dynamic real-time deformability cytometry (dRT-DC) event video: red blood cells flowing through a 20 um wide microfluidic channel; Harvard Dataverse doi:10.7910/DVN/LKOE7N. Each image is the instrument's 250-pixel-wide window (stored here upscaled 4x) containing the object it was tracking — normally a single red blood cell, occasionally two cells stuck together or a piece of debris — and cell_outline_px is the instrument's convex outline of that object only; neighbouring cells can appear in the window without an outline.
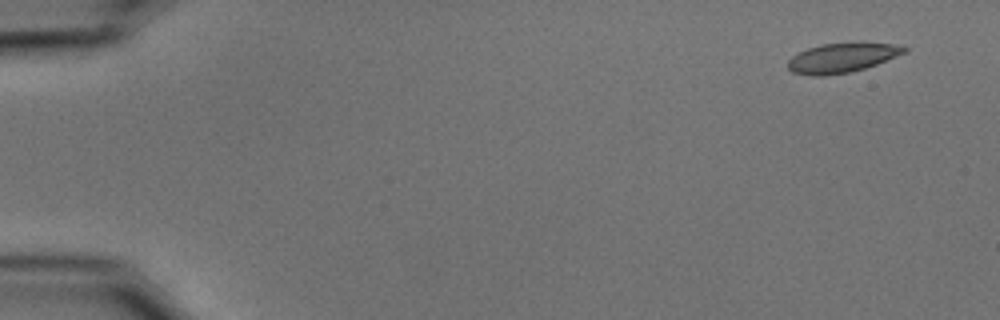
{"species": "common noctule bat (a hibernating species)", "species_latin": "Nyctalus noctula", "temperature_condition": "cold", "stored_images_in_passage": 53, "camera_frame_rate_fps": 3000, "um_per_image_px": 0.085, "animal": {"sex": "male", "body_mass_g": 15.6}, "frame": {"image": 1, "passage_image": 1, "time_ms": 0.0, "image_size_px": [1000, 320], "cell_outline_px": [[908, 48], [904, 52], [876, 64], [864, 68], [848, 72], [824, 76], [812, 76], [792, 72], [788, 68], [788, 60], [792, 56], [808, 48], [820, 44], [860, 40], [892, 44]], "centroid_in_image_um": [71.54, 4.87], "position_along_channel_um": 13.5, "area_um2": 20.29}}
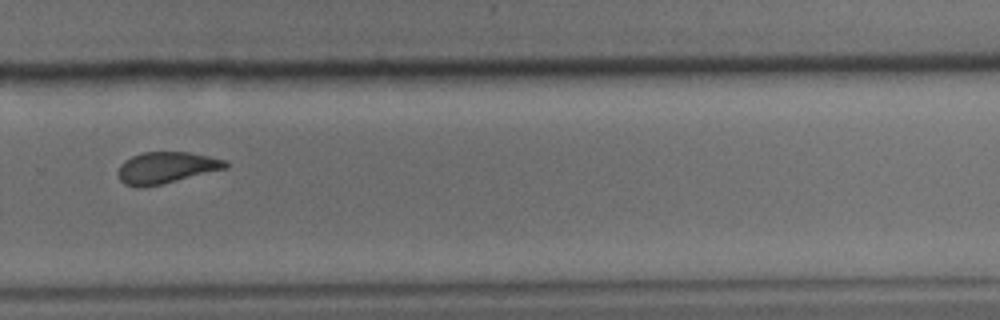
{"frame": {"image": 2, "passage_image": 36, "time_ms": 11.667, "image_size_px": [1000, 320], "cell_outline_px": [[228, 168], [160, 184], [140, 188], [136, 188], [124, 184], [120, 180], [116, 172], [120, 164], [124, 160], [132, 156], [144, 152], [188, 152], [208, 156], [224, 160], [228, 164]], "centroid_in_image_um": [14.07, 14.26], "position_along_channel_um": 315.7, "area_um2": 19.71}}
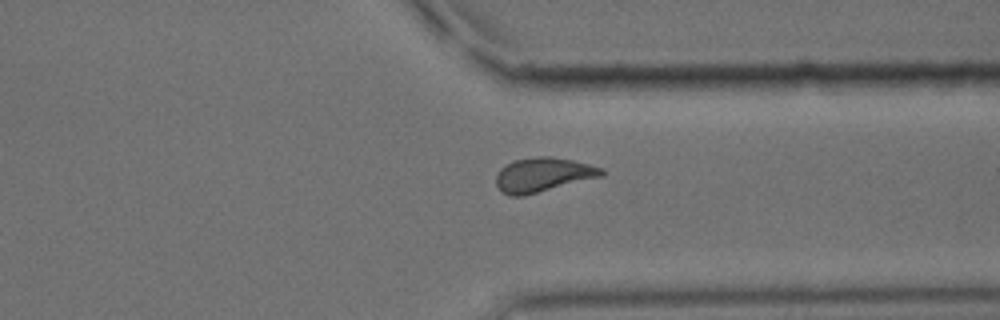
{"frame": {"image": 3, "passage_image": 40, "time_ms": 13.0, "image_size_px": [1000, 320], "cell_outline_px": [[604, 176], [524, 196], [508, 196], [496, 184], [496, 172], [500, 168], [516, 160], [536, 156], [548, 156], [572, 160], [604, 168]], "centroid_in_image_um": [46.17, 14.86], "position_along_channel_um": 365.2, "area_um2": 21.1}}